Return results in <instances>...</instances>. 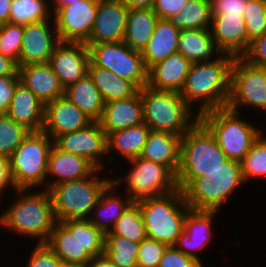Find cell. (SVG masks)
Here are the masks:
<instances>
[{"instance_id":"cell-29","label":"cell","mask_w":266,"mask_h":267,"mask_svg":"<svg viewBox=\"0 0 266 267\" xmlns=\"http://www.w3.org/2000/svg\"><path fill=\"white\" fill-rule=\"evenodd\" d=\"M180 32L181 30L173 25L169 19H158L150 41L141 51L147 70L154 64L165 60L169 55L177 52Z\"/></svg>"},{"instance_id":"cell-38","label":"cell","mask_w":266,"mask_h":267,"mask_svg":"<svg viewBox=\"0 0 266 267\" xmlns=\"http://www.w3.org/2000/svg\"><path fill=\"white\" fill-rule=\"evenodd\" d=\"M139 243L121 236L105 235L104 254L118 267H138Z\"/></svg>"},{"instance_id":"cell-47","label":"cell","mask_w":266,"mask_h":267,"mask_svg":"<svg viewBox=\"0 0 266 267\" xmlns=\"http://www.w3.org/2000/svg\"><path fill=\"white\" fill-rule=\"evenodd\" d=\"M202 264L195 258L185 255L175 246H168L158 267H201Z\"/></svg>"},{"instance_id":"cell-57","label":"cell","mask_w":266,"mask_h":267,"mask_svg":"<svg viewBox=\"0 0 266 267\" xmlns=\"http://www.w3.org/2000/svg\"><path fill=\"white\" fill-rule=\"evenodd\" d=\"M58 267H78L76 265H73L71 263H64V262H60Z\"/></svg>"},{"instance_id":"cell-8","label":"cell","mask_w":266,"mask_h":267,"mask_svg":"<svg viewBox=\"0 0 266 267\" xmlns=\"http://www.w3.org/2000/svg\"><path fill=\"white\" fill-rule=\"evenodd\" d=\"M53 144L44 131L30 132L8 157L15 189H46L48 156Z\"/></svg>"},{"instance_id":"cell-21","label":"cell","mask_w":266,"mask_h":267,"mask_svg":"<svg viewBox=\"0 0 266 267\" xmlns=\"http://www.w3.org/2000/svg\"><path fill=\"white\" fill-rule=\"evenodd\" d=\"M96 169L85 157L62 151L53 144L48 156L46 190L61 182L88 177Z\"/></svg>"},{"instance_id":"cell-35","label":"cell","mask_w":266,"mask_h":267,"mask_svg":"<svg viewBox=\"0 0 266 267\" xmlns=\"http://www.w3.org/2000/svg\"><path fill=\"white\" fill-rule=\"evenodd\" d=\"M169 20L179 30L210 29L212 20L210 0H188L182 11Z\"/></svg>"},{"instance_id":"cell-49","label":"cell","mask_w":266,"mask_h":267,"mask_svg":"<svg viewBox=\"0 0 266 267\" xmlns=\"http://www.w3.org/2000/svg\"><path fill=\"white\" fill-rule=\"evenodd\" d=\"M19 75L0 77V116L6 115L17 84Z\"/></svg>"},{"instance_id":"cell-22","label":"cell","mask_w":266,"mask_h":267,"mask_svg":"<svg viewBox=\"0 0 266 267\" xmlns=\"http://www.w3.org/2000/svg\"><path fill=\"white\" fill-rule=\"evenodd\" d=\"M45 243L64 263L86 267L92 258L77 240V219L57 222Z\"/></svg>"},{"instance_id":"cell-50","label":"cell","mask_w":266,"mask_h":267,"mask_svg":"<svg viewBox=\"0 0 266 267\" xmlns=\"http://www.w3.org/2000/svg\"><path fill=\"white\" fill-rule=\"evenodd\" d=\"M188 0H155L153 10L158 18L170 19L173 15L179 14Z\"/></svg>"},{"instance_id":"cell-32","label":"cell","mask_w":266,"mask_h":267,"mask_svg":"<svg viewBox=\"0 0 266 267\" xmlns=\"http://www.w3.org/2000/svg\"><path fill=\"white\" fill-rule=\"evenodd\" d=\"M158 19L152 8H129L123 42L141 52L150 41Z\"/></svg>"},{"instance_id":"cell-3","label":"cell","mask_w":266,"mask_h":267,"mask_svg":"<svg viewBox=\"0 0 266 267\" xmlns=\"http://www.w3.org/2000/svg\"><path fill=\"white\" fill-rule=\"evenodd\" d=\"M191 209L221 211L244 182L240 162L227 160L221 168L195 179H176ZM238 190V191H237Z\"/></svg>"},{"instance_id":"cell-53","label":"cell","mask_w":266,"mask_h":267,"mask_svg":"<svg viewBox=\"0 0 266 267\" xmlns=\"http://www.w3.org/2000/svg\"><path fill=\"white\" fill-rule=\"evenodd\" d=\"M86 267H118L110 261L105 254L94 256L87 263Z\"/></svg>"},{"instance_id":"cell-25","label":"cell","mask_w":266,"mask_h":267,"mask_svg":"<svg viewBox=\"0 0 266 267\" xmlns=\"http://www.w3.org/2000/svg\"><path fill=\"white\" fill-rule=\"evenodd\" d=\"M18 73L20 82L44 104L64 96V88L49 63L19 66Z\"/></svg>"},{"instance_id":"cell-44","label":"cell","mask_w":266,"mask_h":267,"mask_svg":"<svg viewBox=\"0 0 266 267\" xmlns=\"http://www.w3.org/2000/svg\"><path fill=\"white\" fill-rule=\"evenodd\" d=\"M168 245L154 239L145 238L139 243L138 267H158Z\"/></svg>"},{"instance_id":"cell-10","label":"cell","mask_w":266,"mask_h":267,"mask_svg":"<svg viewBox=\"0 0 266 267\" xmlns=\"http://www.w3.org/2000/svg\"><path fill=\"white\" fill-rule=\"evenodd\" d=\"M127 162L131 165L127 174L112 177V182L118 188L125 184L123 192L132 202L168 194L178 188L176 176L166 166L141 157Z\"/></svg>"},{"instance_id":"cell-23","label":"cell","mask_w":266,"mask_h":267,"mask_svg":"<svg viewBox=\"0 0 266 267\" xmlns=\"http://www.w3.org/2000/svg\"><path fill=\"white\" fill-rule=\"evenodd\" d=\"M192 63L179 52L169 55L147 71V86L158 91L180 93Z\"/></svg>"},{"instance_id":"cell-31","label":"cell","mask_w":266,"mask_h":267,"mask_svg":"<svg viewBox=\"0 0 266 267\" xmlns=\"http://www.w3.org/2000/svg\"><path fill=\"white\" fill-rule=\"evenodd\" d=\"M150 131L151 129L147 124L141 123L124 130L109 133L107 135L108 162L112 164L116 153L119 156L121 155L125 162L139 157Z\"/></svg>"},{"instance_id":"cell-2","label":"cell","mask_w":266,"mask_h":267,"mask_svg":"<svg viewBox=\"0 0 266 267\" xmlns=\"http://www.w3.org/2000/svg\"><path fill=\"white\" fill-rule=\"evenodd\" d=\"M234 59L221 54L214 61L191 65L180 95L198 115L227 106Z\"/></svg>"},{"instance_id":"cell-12","label":"cell","mask_w":266,"mask_h":267,"mask_svg":"<svg viewBox=\"0 0 266 267\" xmlns=\"http://www.w3.org/2000/svg\"><path fill=\"white\" fill-rule=\"evenodd\" d=\"M226 107L239 113L243 108H248L247 111L252 108L251 112L259 110L263 114L266 113L264 68L253 66L241 57H235L231 68L230 96Z\"/></svg>"},{"instance_id":"cell-30","label":"cell","mask_w":266,"mask_h":267,"mask_svg":"<svg viewBox=\"0 0 266 267\" xmlns=\"http://www.w3.org/2000/svg\"><path fill=\"white\" fill-rule=\"evenodd\" d=\"M177 52L192 64L211 62L222 54L215 45L210 29L181 30Z\"/></svg>"},{"instance_id":"cell-41","label":"cell","mask_w":266,"mask_h":267,"mask_svg":"<svg viewBox=\"0 0 266 267\" xmlns=\"http://www.w3.org/2000/svg\"><path fill=\"white\" fill-rule=\"evenodd\" d=\"M77 240L91 257L104 254L105 234L89 219H77Z\"/></svg>"},{"instance_id":"cell-55","label":"cell","mask_w":266,"mask_h":267,"mask_svg":"<svg viewBox=\"0 0 266 267\" xmlns=\"http://www.w3.org/2000/svg\"><path fill=\"white\" fill-rule=\"evenodd\" d=\"M128 8H153L155 0H123Z\"/></svg>"},{"instance_id":"cell-34","label":"cell","mask_w":266,"mask_h":267,"mask_svg":"<svg viewBox=\"0 0 266 267\" xmlns=\"http://www.w3.org/2000/svg\"><path fill=\"white\" fill-rule=\"evenodd\" d=\"M88 74L105 103L135 96L140 91L133 82L119 77L111 70L88 65Z\"/></svg>"},{"instance_id":"cell-20","label":"cell","mask_w":266,"mask_h":267,"mask_svg":"<svg viewBox=\"0 0 266 267\" xmlns=\"http://www.w3.org/2000/svg\"><path fill=\"white\" fill-rule=\"evenodd\" d=\"M210 31L222 54L241 57L250 44L243 16H212Z\"/></svg>"},{"instance_id":"cell-27","label":"cell","mask_w":266,"mask_h":267,"mask_svg":"<svg viewBox=\"0 0 266 267\" xmlns=\"http://www.w3.org/2000/svg\"><path fill=\"white\" fill-rule=\"evenodd\" d=\"M181 136L150 131L139 157L166 166L175 176L180 165Z\"/></svg>"},{"instance_id":"cell-9","label":"cell","mask_w":266,"mask_h":267,"mask_svg":"<svg viewBox=\"0 0 266 267\" xmlns=\"http://www.w3.org/2000/svg\"><path fill=\"white\" fill-rule=\"evenodd\" d=\"M214 135L199 120L181 139L176 179H195L213 172L227 161Z\"/></svg>"},{"instance_id":"cell-13","label":"cell","mask_w":266,"mask_h":267,"mask_svg":"<svg viewBox=\"0 0 266 267\" xmlns=\"http://www.w3.org/2000/svg\"><path fill=\"white\" fill-rule=\"evenodd\" d=\"M98 0H80L58 7L53 18L61 42H84L89 39L97 16Z\"/></svg>"},{"instance_id":"cell-54","label":"cell","mask_w":266,"mask_h":267,"mask_svg":"<svg viewBox=\"0 0 266 267\" xmlns=\"http://www.w3.org/2000/svg\"><path fill=\"white\" fill-rule=\"evenodd\" d=\"M12 0H0V24L10 21Z\"/></svg>"},{"instance_id":"cell-17","label":"cell","mask_w":266,"mask_h":267,"mask_svg":"<svg viewBox=\"0 0 266 267\" xmlns=\"http://www.w3.org/2000/svg\"><path fill=\"white\" fill-rule=\"evenodd\" d=\"M89 50L84 42H59L49 64L65 89L88 74Z\"/></svg>"},{"instance_id":"cell-45","label":"cell","mask_w":266,"mask_h":267,"mask_svg":"<svg viewBox=\"0 0 266 267\" xmlns=\"http://www.w3.org/2000/svg\"><path fill=\"white\" fill-rule=\"evenodd\" d=\"M35 244L31 255L27 260L26 267H58L61 260L59 257L47 246L46 243Z\"/></svg>"},{"instance_id":"cell-5","label":"cell","mask_w":266,"mask_h":267,"mask_svg":"<svg viewBox=\"0 0 266 267\" xmlns=\"http://www.w3.org/2000/svg\"><path fill=\"white\" fill-rule=\"evenodd\" d=\"M140 208L147 238L174 246L184 229V221L191 209L177 188L168 194L136 202Z\"/></svg>"},{"instance_id":"cell-46","label":"cell","mask_w":266,"mask_h":267,"mask_svg":"<svg viewBox=\"0 0 266 267\" xmlns=\"http://www.w3.org/2000/svg\"><path fill=\"white\" fill-rule=\"evenodd\" d=\"M241 58L253 66L266 69V32L250 41Z\"/></svg>"},{"instance_id":"cell-33","label":"cell","mask_w":266,"mask_h":267,"mask_svg":"<svg viewBox=\"0 0 266 267\" xmlns=\"http://www.w3.org/2000/svg\"><path fill=\"white\" fill-rule=\"evenodd\" d=\"M64 96L93 122L100 120L105 102L89 74L66 87Z\"/></svg>"},{"instance_id":"cell-52","label":"cell","mask_w":266,"mask_h":267,"mask_svg":"<svg viewBox=\"0 0 266 267\" xmlns=\"http://www.w3.org/2000/svg\"><path fill=\"white\" fill-rule=\"evenodd\" d=\"M18 64L4 55L0 54V77L8 75H19Z\"/></svg>"},{"instance_id":"cell-11","label":"cell","mask_w":266,"mask_h":267,"mask_svg":"<svg viewBox=\"0 0 266 267\" xmlns=\"http://www.w3.org/2000/svg\"><path fill=\"white\" fill-rule=\"evenodd\" d=\"M89 65H95L133 82L140 90L147 86V69L142 53L122 42L87 45Z\"/></svg>"},{"instance_id":"cell-56","label":"cell","mask_w":266,"mask_h":267,"mask_svg":"<svg viewBox=\"0 0 266 267\" xmlns=\"http://www.w3.org/2000/svg\"><path fill=\"white\" fill-rule=\"evenodd\" d=\"M78 1L80 0H50L51 10L52 12H54L58 7L68 5V4H73Z\"/></svg>"},{"instance_id":"cell-36","label":"cell","mask_w":266,"mask_h":267,"mask_svg":"<svg viewBox=\"0 0 266 267\" xmlns=\"http://www.w3.org/2000/svg\"><path fill=\"white\" fill-rule=\"evenodd\" d=\"M53 17L50 0H12L10 23L26 25Z\"/></svg>"},{"instance_id":"cell-7","label":"cell","mask_w":266,"mask_h":267,"mask_svg":"<svg viewBox=\"0 0 266 267\" xmlns=\"http://www.w3.org/2000/svg\"><path fill=\"white\" fill-rule=\"evenodd\" d=\"M239 112L227 107L213 109L200 115V121L214 135L227 159L240 162L255 141L264 133L256 122L245 120ZM252 122V123H251Z\"/></svg>"},{"instance_id":"cell-14","label":"cell","mask_w":266,"mask_h":267,"mask_svg":"<svg viewBox=\"0 0 266 267\" xmlns=\"http://www.w3.org/2000/svg\"><path fill=\"white\" fill-rule=\"evenodd\" d=\"M54 144L62 151L85 157L97 169L105 170L103 165L108 163L107 134L99 122H92L83 129L63 134Z\"/></svg>"},{"instance_id":"cell-42","label":"cell","mask_w":266,"mask_h":267,"mask_svg":"<svg viewBox=\"0 0 266 267\" xmlns=\"http://www.w3.org/2000/svg\"><path fill=\"white\" fill-rule=\"evenodd\" d=\"M22 38L23 25L10 22L0 24V54L14 60L18 66Z\"/></svg>"},{"instance_id":"cell-37","label":"cell","mask_w":266,"mask_h":267,"mask_svg":"<svg viewBox=\"0 0 266 267\" xmlns=\"http://www.w3.org/2000/svg\"><path fill=\"white\" fill-rule=\"evenodd\" d=\"M105 235L121 236L137 243L147 238L144 220L138 204L133 202L122 213L112 230Z\"/></svg>"},{"instance_id":"cell-28","label":"cell","mask_w":266,"mask_h":267,"mask_svg":"<svg viewBox=\"0 0 266 267\" xmlns=\"http://www.w3.org/2000/svg\"><path fill=\"white\" fill-rule=\"evenodd\" d=\"M116 189L119 188L113 182L105 188L89 217V221L104 234L112 230L122 213L133 203L124 192L120 195Z\"/></svg>"},{"instance_id":"cell-48","label":"cell","mask_w":266,"mask_h":267,"mask_svg":"<svg viewBox=\"0 0 266 267\" xmlns=\"http://www.w3.org/2000/svg\"><path fill=\"white\" fill-rule=\"evenodd\" d=\"M248 0H210L211 16H244Z\"/></svg>"},{"instance_id":"cell-18","label":"cell","mask_w":266,"mask_h":267,"mask_svg":"<svg viewBox=\"0 0 266 267\" xmlns=\"http://www.w3.org/2000/svg\"><path fill=\"white\" fill-rule=\"evenodd\" d=\"M128 12L123 0H98L95 23L85 44L122 42Z\"/></svg>"},{"instance_id":"cell-4","label":"cell","mask_w":266,"mask_h":267,"mask_svg":"<svg viewBox=\"0 0 266 267\" xmlns=\"http://www.w3.org/2000/svg\"><path fill=\"white\" fill-rule=\"evenodd\" d=\"M140 95L143 120L152 131L169 132L182 137L200 120V115L193 111L180 93L144 86Z\"/></svg>"},{"instance_id":"cell-16","label":"cell","mask_w":266,"mask_h":267,"mask_svg":"<svg viewBox=\"0 0 266 267\" xmlns=\"http://www.w3.org/2000/svg\"><path fill=\"white\" fill-rule=\"evenodd\" d=\"M219 212L217 210L190 209L184 221V229L174 246L204 265L198 252H202L210 245L211 240H214L213 222L215 215L217 216Z\"/></svg>"},{"instance_id":"cell-43","label":"cell","mask_w":266,"mask_h":267,"mask_svg":"<svg viewBox=\"0 0 266 267\" xmlns=\"http://www.w3.org/2000/svg\"><path fill=\"white\" fill-rule=\"evenodd\" d=\"M243 17L250 40L263 35L266 32V0H248Z\"/></svg>"},{"instance_id":"cell-39","label":"cell","mask_w":266,"mask_h":267,"mask_svg":"<svg viewBox=\"0 0 266 267\" xmlns=\"http://www.w3.org/2000/svg\"><path fill=\"white\" fill-rule=\"evenodd\" d=\"M262 133L250 151L240 161L244 182L266 179V136ZM261 178V179H260Z\"/></svg>"},{"instance_id":"cell-6","label":"cell","mask_w":266,"mask_h":267,"mask_svg":"<svg viewBox=\"0 0 266 267\" xmlns=\"http://www.w3.org/2000/svg\"><path fill=\"white\" fill-rule=\"evenodd\" d=\"M102 171L96 169L88 177L61 182L49 190L57 222L89 219L101 193L112 182V176H102L101 179Z\"/></svg>"},{"instance_id":"cell-40","label":"cell","mask_w":266,"mask_h":267,"mask_svg":"<svg viewBox=\"0 0 266 267\" xmlns=\"http://www.w3.org/2000/svg\"><path fill=\"white\" fill-rule=\"evenodd\" d=\"M30 132L9 116H0V154L9 157Z\"/></svg>"},{"instance_id":"cell-51","label":"cell","mask_w":266,"mask_h":267,"mask_svg":"<svg viewBox=\"0 0 266 267\" xmlns=\"http://www.w3.org/2000/svg\"><path fill=\"white\" fill-rule=\"evenodd\" d=\"M10 188L12 191L16 190L10 175L9 159L0 154V195H4L7 190L10 191Z\"/></svg>"},{"instance_id":"cell-19","label":"cell","mask_w":266,"mask_h":267,"mask_svg":"<svg viewBox=\"0 0 266 267\" xmlns=\"http://www.w3.org/2000/svg\"><path fill=\"white\" fill-rule=\"evenodd\" d=\"M93 121L65 96L45 104L42 131L53 141L59 136L87 127Z\"/></svg>"},{"instance_id":"cell-24","label":"cell","mask_w":266,"mask_h":267,"mask_svg":"<svg viewBox=\"0 0 266 267\" xmlns=\"http://www.w3.org/2000/svg\"><path fill=\"white\" fill-rule=\"evenodd\" d=\"M98 122L107 135L144 123L140 91L135 96L106 102Z\"/></svg>"},{"instance_id":"cell-1","label":"cell","mask_w":266,"mask_h":267,"mask_svg":"<svg viewBox=\"0 0 266 267\" xmlns=\"http://www.w3.org/2000/svg\"><path fill=\"white\" fill-rule=\"evenodd\" d=\"M17 199L0 213V227L24 237L45 243L57 223L53 200L46 189H16ZM14 201V202H13Z\"/></svg>"},{"instance_id":"cell-15","label":"cell","mask_w":266,"mask_h":267,"mask_svg":"<svg viewBox=\"0 0 266 267\" xmlns=\"http://www.w3.org/2000/svg\"><path fill=\"white\" fill-rule=\"evenodd\" d=\"M59 42L53 17L49 20L23 25L19 66L49 63Z\"/></svg>"},{"instance_id":"cell-26","label":"cell","mask_w":266,"mask_h":267,"mask_svg":"<svg viewBox=\"0 0 266 267\" xmlns=\"http://www.w3.org/2000/svg\"><path fill=\"white\" fill-rule=\"evenodd\" d=\"M44 113L45 104L23 83L19 82L6 115L31 132H37L42 131Z\"/></svg>"},{"instance_id":"cell-58","label":"cell","mask_w":266,"mask_h":267,"mask_svg":"<svg viewBox=\"0 0 266 267\" xmlns=\"http://www.w3.org/2000/svg\"><path fill=\"white\" fill-rule=\"evenodd\" d=\"M264 80H265V86H266V69H264Z\"/></svg>"}]
</instances>
